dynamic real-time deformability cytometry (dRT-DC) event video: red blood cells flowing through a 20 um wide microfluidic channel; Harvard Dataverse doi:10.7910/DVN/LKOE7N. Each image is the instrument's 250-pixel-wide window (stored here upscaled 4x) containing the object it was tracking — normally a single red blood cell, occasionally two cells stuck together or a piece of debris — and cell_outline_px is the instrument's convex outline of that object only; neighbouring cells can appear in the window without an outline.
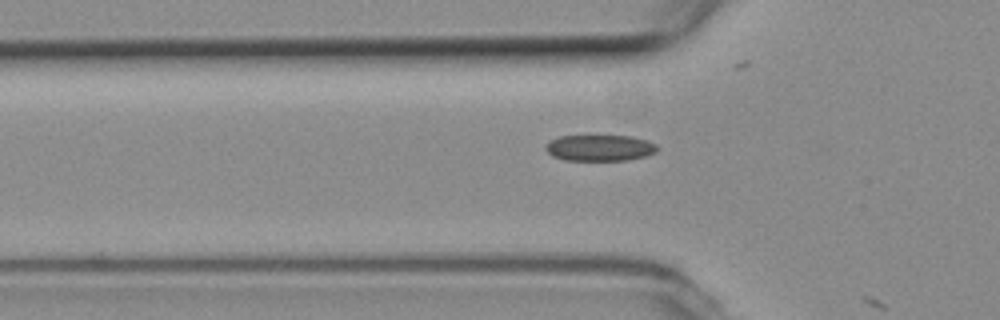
{"species": "common noctule bat (a hibernating species)", "species_latin": "Nyctalus noctula", "temperature_condition": "room temperature", "stored_images_in_passage": 7, "camera_frame_rate_fps": 3000, "um_per_image_px": 0.085, "animal": {"sex": "female", "body_mass_g": 19.3, "forearm_length_mm": 54.1}, "frame": {"image": 1, "passage_image": 6, "time_ms": 1.667, "image_size_px": [1000, 320], "cell_outline_px": [[656, 152], [644, 156], [628, 160], [564, 160], [552, 156], [544, 148], [552, 140], [560, 136], [632, 136], [656, 144]], "centroid_in_image_um": [50.96, 12.57], "position_along_channel_um": 74.8, "area_um2": 16.76}}